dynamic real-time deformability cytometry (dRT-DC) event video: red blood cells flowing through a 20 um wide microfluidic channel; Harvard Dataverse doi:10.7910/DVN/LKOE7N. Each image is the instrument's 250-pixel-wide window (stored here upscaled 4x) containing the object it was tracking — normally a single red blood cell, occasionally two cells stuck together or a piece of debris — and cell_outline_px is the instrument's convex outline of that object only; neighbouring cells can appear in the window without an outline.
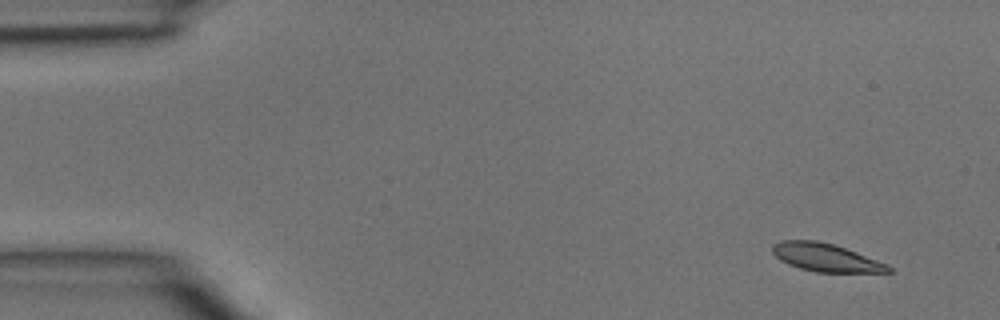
{"species": "common noctule bat (a hibernating species)", "species_latin": "Nyctalus noctula", "temperature_condition": "room temperature", "stored_images_in_passage": 4, "camera_frame_rate_fps": 3000, "um_per_image_px": 0.085, "animal": {"sex": "male", "body_mass_g": 15.6}, "frame": {"image": 1, "passage_image": 1, "time_ms": 0.0, "image_size_px": [1000, 320], "cell_outline_px": [[892, 272], [816, 272], [800, 268], [788, 264], [780, 260], [772, 252], [772, 244], [780, 240], [816, 240], [832, 244], [856, 252], [888, 264], [892, 268]], "centroid_in_image_um": [70.17, 21.88], "position_along_channel_um": 14.8, "area_um2": 18.84}}